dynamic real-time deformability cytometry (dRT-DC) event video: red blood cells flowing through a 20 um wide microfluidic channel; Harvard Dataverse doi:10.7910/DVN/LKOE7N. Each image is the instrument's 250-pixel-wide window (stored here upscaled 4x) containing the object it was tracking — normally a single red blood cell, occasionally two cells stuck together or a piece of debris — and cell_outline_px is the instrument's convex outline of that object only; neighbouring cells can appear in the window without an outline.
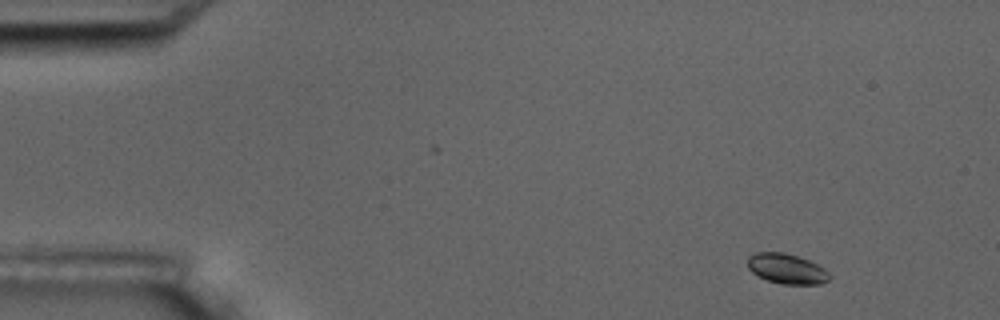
{"species": "common noctule bat (a hibernating species)", "species_latin": "Nyctalus noctula", "temperature_condition": "room temperature", "stored_images_in_passage": 5, "camera_frame_rate_fps": 3000, "um_per_image_px": 0.085, "animal": {"sex": "male", "body_mass_g": 17.5, "forearm_length_mm": 52.3}, "frame": {"image": 1, "passage_image": 1, "time_ms": 0.0, "image_size_px": [1000, 320], "cell_outline_px": [[828, 280], [820, 284], [780, 284], [768, 280], [752, 272], [748, 268], [748, 256], [756, 252], [784, 252], [808, 260], [824, 268], [828, 272]], "centroid_in_image_um": [66.84, 22.84], "position_along_channel_um": 18.2, "area_um2": 14.16}}
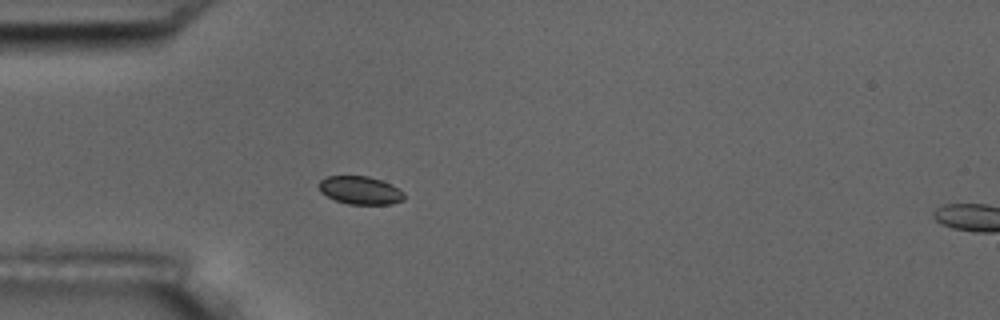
{"frame": {"image": 2, "passage_image": 4, "time_ms": 3.667, "image_size_px": [1000, 320], "cell_outline_px": [[404, 200], [392, 204], [348, 204], [336, 200], [320, 192], [316, 184], [320, 180], [328, 176], [368, 176], [392, 184], [404, 192]], "centroid_in_image_um": [30.61, 16.17], "position_along_channel_um": 54.4, "area_um2": 14.05}}